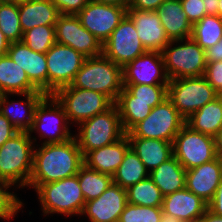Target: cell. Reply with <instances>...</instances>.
<instances>
[{
	"label": "cell",
	"mask_w": 222,
	"mask_h": 222,
	"mask_svg": "<svg viewBox=\"0 0 222 222\" xmlns=\"http://www.w3.org/2000/svg\"><path fill=\"white\" fill-rule=\"evenodd\" d=\"M127 8L91 0L77 16L82 26L103 44L125 17Z\"/></svg>",
	"instance_id": "9a60e30c"
},
{
	"label": "cell",
	"mask_w": 222,
	"mask_h": 222,
	"mask_svg": "<svg viewBox=\"0 0 222 222\" xmlns=\"http://www.w3.org/2000/svg\"><path fill=\"white\" fill-rule=\"evenodd\" d=\"M48 69V95L69 86L81 68L84 57L72 47L56 42L46 53Z\"/></svg>",
	"instance_id": "7c38bea8"
},
{
	"label": "cell",
	"mask_w": 222,
	"mask_h": 222,
	"mask_svg": "<svg viewBox=\"0 0 222 222\" xmlns=\"http://www.w3.org/2000/svg\"><path fill=\"white\" fill-rule=\"evenodd\" d=\"M130 147L149 173L173 156V143L158 139L128 137Z\"/></svg>",
	"instance_id": "484cf974"
},
{
	"label": "cell",
	"mask_w": 222,
	"mask_h": 222,
	"mask_svg": "<svg viewBox=\"0 0 222 222\" xmlns=\"http://www.w3.org/2000/svg\"><path fill=\"white\" fill-rule=\"evenodd\" d=\"M60 14L77 15L91 0H51Z\"/></svg>",
	"instance_id": "b9f144b4"
},
{
	"label": "cell",
	"mask_w": 222,
	"mask_h": 222,
	"mask_svg": "<svg viewBox=\"0 0 222 222\" xmlns=\"http://www.w3.org/2000/svg\"><path fill=\"white\" fill-rule=\"evenodd\" d=\"M84 165V156L73 137L63 143L35 145L28 190L41 184L77 175Z\"/></svg>",
	"instance_id": "6da1fadb"
},
{
	"label": "cell",
	"mask_w": 222,
	"mask_h": 222,
	"mask_svg": "<svg viewBox=\"0 0 222 222\" xmlns=\"http://www.w3.org/2000/svg\"><path fill=\"white\" fill-rule=\"evenodd\" d=\"M74 129H77L74 130V138L83 156L118 141L126 134L115 104L105 112L81 122Z\"/></svg>",
	"instance_id": "8992f818"
},
{
	"label": "cell",
	"mask_w": 222,
	"mask_h": 222,
	"mask_svg": "<svg viewBox=\"0 0 222 222\" xmlns=\"http://www.w3.org/2000/svg\"><path fill=\"white\" fill-rule=\"evenodd\" d=\"M39 91L29 80L24 69L8 55L0 57V95L23 94Z\"/></svg>",
	"instance_id": "4316f807"
},
{
	"label": "cell",
	"mask_w": 222,
	"mask_h": 222,
	"mask_svg": "<svg viewBox=\"0 0 222 222\" xmlns=\"http://www.w3.org/2000/svg\"><path fill=\"white\" fill-rule=\"evenodd\" d=\"M56 42L72 47L84 57L103 53V44L85 27L77 15L60 14L55 24Z\"/></svg>",
	"instance_id": "5bb4252c"
},
{
	"label": "cell",
	"mask_w": 222,
	"mask_h": 222,
	"mask_svg": "<svg viewBox=\"0 0 222 222\" xmlns=\"http://www.w3.org/2000/svg\"><path fill=\"white\" fill-rule=\"evenodd\" d=\"M53 96L63 106L68 121L73 127L105 112L114 104L102 93L70 86L58 89Z\"/></svg>",
	"instance_id": "9c48e42d"
},
{
	"label": "cell",
	"mask_w": 222,
	"mask_h": 222,
	"mask_svg": "<svg viewBox=\"0 0 222 222\" xmlns=\"http://www.w3.org/2000/svg\"><path fill=\"white\" fill-rule=\"evenodd\" d=\"M197 222H222V216H218L207 209Z\"/></svg>",
	"instance_id": "c3c4849f"
},
{
	"label": "cell",
	"mask_w": 222,
	"mask_h": 222,
	"mask_svg": "<svg viewBox=\"0 0 222 222\" xmlns=\"http://www.w3.org/2000/svg\"><path fill=\"white\" fill-rule=\"evenodd\" d=\"M186 169L172 156L149 173L163 196L185 188Z\"/></svg>",
	"instance_id": "f1b7e54d"
},
{
	"label": "cell",
	"mask_w": 222,
	"mask_h": 222,
	"mask_svg": "<svg viewBox=\"0 0 222 222\" xmlns=\"http://www.w3.org/2000/svg\"><path fill=\"white\" fill-rule=\"evenodd\" d=\"M133 95V101L163 102L167 99L168 84H123Z\"/></svg>",
	"instance_id": "74e56055"
},
{
	"label": "cell",
	"mask_w": 222,
	"mask_h": 222,
	"mask_svg": "<svg viewBox=\"0 0 222 222\" xmlns=\"http://www.w3.org/2000/svg\"><path fill=\"white\" fill-rule=\"evenodd\" d=\"M204 77L222 95V61L208 63Z\"/></svg>",
	"instance_id": "60d3db41"
},
{
	"label": "cell",
	"mask_w": 222,
	"mask_h": 222,
	"mask_svg": "<svg viewBox=\"0 0 222 222\" xmlns=\"http://www.w3.org/2000/svg\"><path fill=\"white\" fill-rule=\"evenodd\" d=\"M17 132L12 123L0 113V147Z\"/></svg>",
	"instance_id": "7bdbcfd3"
},
{
	"label": "cell",
	"mask_w": 222,
	"mask_h": 222,
	"mask_svg": "<svg viewBox=\"0 0 222 222\" xmlns=\"http://www.w3.org/2000/svg\"><path fill=\"white\" fill-rule=\"evenodd\" d=\"M222 179V159L218 156L186 171L185 187L207 204L214 197Z\"/></svg>",
	"instance_id": "44dd1931"
},
{
	"label": "cell",
	"mask_w": 222,
	"mask_h": 222,
	"mask_svg": "<svg viewBox=\"0 0 222 222\" xmlns=\"http://www.w3.org/2000/svg\"><path fill=\"white\" fill-rule=\"evenodd\" d=\"M219 0H205L206 15H218Z\"/></svg>",
	"instance_id": "7dc6e473"
},
{
	"label": "cell",
	"mask_w": 222,
	"mask_h": 222,
	"mask_svg": "<svg viewBox=\"0 0 222 222\" xmlns=\"http://www.w3.org/2000/svg\"><path fill=\"white\" fill-rule=\"evenodd\" d=\"M156 12L169 40L191 38L193 25L188 20L180 0H165Z\"/></svg>",
	"instance_id": "cb8c5ba5"
},
{
	"label": "cell",
	"mask_w": 222,
	"mask_h": 222,
	"mask_svg": "<svg viewBox=\"0 0 222 222\" xmlns=\"http://www.w3.org/2000/svg\"><path fill=\"white\" fill-rule=\"evenodd\" d=\"M126 204L127 190L112 182L99 197L85 202L79 220L80 222L85 219V222H118Z\"/></svg>",
	"instance_id": "2e32d148"
},
{
	"label": "cell",
	"mask_w": 222,
	"mask_h": 222,
	"mask_svg": "<svg viewBox=\"0 0 222 222\" xmlns=\"http://www.w3.org/2000/svg\"><path fill=\"white\" fill-rule=\"evenodd\" d=\"M219 95L204 75L169 80L167 98L185 120Z\"/></svg>",
	"instance_id": "ba28073f"
},
{
	"label": "cell",
	"mask_w": 222,
	"mask_h": 222,
	"mask_svg": "<svg viewBox=\"0 0 222 222\" xmlns=\"http://www.w3.org/2000/svg\"><path fill=\"white\" fill-rule=\"evenodd\" d=\"M160 222H182L178 218L172 216L171 214H166L162 212L161 221Z\"/></svg>",
	"instance_id": "f5cc1de1"
},
{
	"label": "cell",
	"mask_w": 222,
	"mask_h": 222,
	"mask_svg": "<svg viewBox=\"0 0 222 222\" xmlns=\"http://www.w3.org/2000/svg\"><path fill=\"white\" fill-rule=\"evenodd\" d=\"M149 177V171L130 147L124 155V159L115 174L112 176L113 183L123 189L138 183Z\"/></svg>",
	"instance_id": "4dcf8cb0"
},
{
	"label": "cell",
	"mask_w": 222,
	"mask_h": 222,
	"mask_svg": "<svg viewBox=\"0 0 222 222\" xmlns=\"http://www.w3.org/2000/svg\"><path fill=\"white\" fill-rule=\"evenodd\" d=\"M19 20L23 33L41 25H55L60 15L51 0H21Z\"/></svg>",
	"instance_id": "d4e9b609"
},
{
	"label": "cell",
	"mask_w": 222,
	"mask_h": 222,
	"mask_svg": "<svg viewBox=\"0 0 222 222\" xmlns=\"http://www.w3.org/2000/svg\"><path fill=\"white\" fill-rule=\"evenodd\" d=\"M161 53L170 80L205 74L207 65L205 50L192 38L170 40Z\"/></svg>",
	"instance_id": "52a82bcc"
},
{
	"label": "cell",
	"mask_w": 222,
	"mask_h": 222,
	"mask_svg": "<svg viewBox=\"0 0 222 222\" xmlns=\"http://www.w3.org/2000/svg\"><path fill=\"white\" fill-rule=\"evenodd\" d=\"M206 63L222 61V38L212 47L205 50Z\"/></svg>",
	"instance_id": "bcb514c9"
},
{
	"label": "cell",
	"mask_w": 222,
	"mask_h": 222,
	"mask_svg": "<svg viewBox=\"0 0 222 222\" xmlns=\"http://www.w3.org/2000/svg\"><path fill=\"white\" fill-rule=\"evenodd\" d=\"M165 0H130L128 8L156 11Z\"/></svg>",
	"instance_id": "ee69618b"
},
{
	"label": "cell",
	"mask_w": 222,
	"mask_h": 222,
	"mask_svg": "<svg viewBox=\"0 0 222 222\" xmlns=\"http://www.w3.org/2000/svg\"><path fill=\"white\" fill-rule=\"evenodd\" d=\"M218 16L222 20V0H219L218 4Z\"/></svg>",
	"instance_id": "11a10c76"
},
{
	"label": "cell",
	"mask_w": 222,
	"mask_h": 222,
	"mask_svg": "<svg viewBox=\"0 0 222 222\" xmlns=\"http://www.w3.org/2000/svg\"><path fill=\"white\" fill-rule=\"evenodd\" d=\"M207 206L209 211L218 216H222V179L217 187L214 197Z\"/></svg>",
	"instance_id": "f6af8a7d"
},
{
	"label": "cell",
	"mask_w": 222,
	"mask_h": 222,
	"mask_svg": "<svg viewBox=\"0 0 222 222\" xmlns=\"http://www.w3.org/2000/svg\"><path fill=\"white\" fill-rule=\"evenodd\" d=\"M126 190L127 203L129 204L162 207L164 196L150 177L139 181Z\"/></svg>",
	"instance_id": "d6a6232c"
},
{
	"label": "cell",
	"mask_w": 222,
	"mask_h": 222,
	"mask_svg": "<svg viewBox=\"0 0 222 222\" xmlns=\"http://www.w3.org/2000/svg\"><path fill=\"white\" fill-rule=\"evenodd\" d=\"M34 148L35 143L25 131H18L7 140L0 147V180L11 184L17 191L27 188Z\"/></svg>",
	"instance_id": "3957f363"
},
{
	"label": "cell",
	"mask_w": 222,
	"mask_h": 222,
	"mask_svg": "<svg viewBox=\"0 0 222 222\" xmlns=\"http://www.w3.org/2000/svg\"><path fill=\"white\" fill-rule=\"evenodd\" d=\"M173 156L186 169H192L217 157L215 138L192 130L186 124L175 136Z\"/></svg>",
	"instance_id": "8fae6325"
},
{
	"label": "cell",
	"mask_w": 222,
	"mask_h": 222,
	"mask_svg": "<svg viewBox=\"0 0 222 222\" xmlns=\"http://www.w3.org/2000/svg\"><path fill=\"white\" fill-rule=\"evenodd\" d=\"M191 38L204 50L222 38V20L218 15H205L193 24Z\"/></svg>",
	"instance_id": "1f68e13d"
},
{
	"label": "cell",
	"mask_w": 222,
	"mask_h": 222,
	"mask_svg": "<svg viewBox=\"0 0 222 222\" xmlns=\"http://www.w3.org/2000/svg\"><path fill=\"white\" fill-rule=\"evenodd\" d=\"M35 195L40 207L42 218L63 216L67 220L76 217L80 219L85 206L78 176L74 175L59 181L41 184ZM57 214V215H56ZM68 217V218H67Z\"/></svg>",
	"instance_id": "7a4b0ae2"
},
{
	"label": "cell",
	"mask_w": 222,
	"mask_h": 222,
	"mask_svg": "<svg viewBox=\"0 0 222 222\" xmlns=\"http://www.w3.org/2000/svg\"><path fill=\"white\" fill-rule=\"evenodd\" d=\"M162 207H148L127 203L118 222H160Z\"/></svg>",
	"instance_id": "f35d334b"
},
{
	"label": "cell",
	"mask_w": 222,
	"mask_h": 222,
	"mask_svg": "<svg viewBox=\"0 0 222 222\" xmlns=\"http://www.w3.org/2000/svg\"><path fill=\"white\" fill-rule=\"evenodd\" d=\"M72 128L63 106L53 95H46L35 109L28 133L35 145L63 143L74 137Z\"/></svg>",
	"instance_id": "5b68a950"
},
{
	"label": "cell",
	"mask_w": 222,
	"mask_h": 222,
	"mask_svg": "<svg viewBox=\"0 0 222 222\" xmlns=\"http://www.w3.org/2000/svg\"><path fill=\"white\" fill-rule=\"evenodd\" d=\"M94 1L104 4L116 5L119 7H128L130 3V0H94Z\"/></svg>",
	"instance_id": "816d5d0a"
},
{
	"label": "cell",
	"mask_w": 222,
	"mask_h": 222,
	"mask_svg": "<svg viewBox=\"0 0 222 222\" xmlns=\"http://www.w3.org/2000/svg\"><path fill=\"white\" fill-rule=\"evenodd\" d=\"M127 15L135 24L138 37L147 51L162 52L170 42L156 11L127 8Z\"/></svg>",
	"instance_id": "ffe728a7"
},
{
	"label": "cell",
	"mask_w": 222,
	"mask_h": 222,
	"mask_svg": "<svg viewBox=\"0 0 222 222\" xmlns=\"http://www.w3.org/2000/svg\"><path fill=\"white\" fill-rule=\"evenodd\" d=\"M145 52L135 24L127 14L103 43V54L122 68Z\"/></svg>",
	"instance_id": "4fadbf2b"
},
{
	"label": "cell",
	"mask_w": 222,
	"mask_h": 222,
	"mask_svg": "<svg viewBox=\"0 0 222 222\" xmlns=\"http://www.w3.org/2000/svg\"><path fill=\"white\" fill-rule=\"evenodd\" d=\"M123 84H169L161 52L147 51L122 68Z\"/></svg>",
	"instance_id": "e0dca14e"
},
{
	"label": "cell",
	"mask_w": 222,
	"mask_h": 222,
	"mask_svg": "<svg viewBox=\"0 0 222 222\" xmlns=\"http://www.w3.org/2000/svg\"><path fill=\"white\" fill-rule=\"evenodd\" d=\"M208 204L186 187L163 197L162 211L182 222H197L208 209Z\"/></svg>",
	"instance_id": "7402d4cb"
},
{
	"label": "cell",
	"mask_w": 222,
	"mask_h": 222,
	"mask_svg": "<svg viewBox=\"0 0 222 222\" xmlns=\"http://www.w3.org/2000/svg\"><path fill=\"white\" fill-rule=\"evenodd\" d=\"M161 103L133 101V95L125 87L114 102L125 133H128L136 124L144 120L150 114L151 109Z\"/></svg>",
	"instance_id": "83f0119b"
},
{
	"label": "cell",
	"mask_w": 222,
	"mask_h": 222,
	"mask_svg": "<svg viewBox=\"0 0 222 222\" xmlns=\"http://www.w3.org/2000/svg\"><path fill=\"white\" fill-rule=\"evenodd\" d=\"M21 0H0V4H18Z\"/></svg>",
	"instance_id": "db71d44e"
},
{
	"label": "cell",
	"mask_w": 222,
	"mask_h": 222,
	"mask_svg": "<svg viewBox=\"0 0 222 222\" xmlns=\"http://www.w3.org/2000/svg\"><path fill=\"white\" fill-rule=\"evenodd\" d=\"M69 86L102 93L114 103L124 88L122 67L103 53L85 58Z\"/></svg>",
	"instance_id": "277c9868"
},
{
	"label": "cell",
	"mask_w": 222,
	"mask_h": 222,
	"mask_svg": "<svg viewBox=\"0 0 222 222\" xmlns=\"http://www.w3.org/2000/svg\"><path fill=\"white\" fill-rule=\"evenodd\" d=\"M185 124L196 132L215 137L222 128V95L193 113Z\"/></svg>",
	"instance_id": "f546056e"
},
{
	"label": "cell",
	"mask_w": 222,
	"mask_h": 222,
	"mask_svg": "<svg viewBox=\"0 0 222 222\" xmlns=\"http://www.w3.org/2000/svg\"><path fill=\"white\" fill-rule=\"evenodd\" d=\"M185 121L167 98L152 108L150 114L126 134L128 137L158 139L173 143Z\"/></svg>",
	"instance_id": "30bf717a"
},
{
	"label": "cell",
	"mask_w": 222,
	"mask_h": 222,
	"mask_svg": "<svg viewBox=\"0 0 222 222\" xmlns=\"http://www.w3.org/2000/svg\"><path fill=\"white\" fill-rule=\"evenodd\" d=\"M180 2L192 25L206 15L205 0H180Z\"/></svg>",
	"instance_id": "ab89813d"
},
{
	"label": "cell",
	"mask_w": 222,
	"mask_h": 222,
	"mask_svg": "<svg viewBox=\"0 0 222 222\" xmlns=\"http://www.w3.org/2000/svg\"><path fill=\"white\" fill-rule=\"evenodd\" d=\"M129 148L130 141L127 134H125L121 139L110 145L89 151L84 156V164L90 169L113 176Z\"/></svg>",
	"instance_id": "603a6c76"
},
{
	"label": "cell",
	"mask_w": 222,
	"mask_h": 222,
	"mask_svg": "<svg viewBox=\"0 0 222 222\" xmlns=\"http://www.w3.org/2000/svg\"><path fill=\"white\" fill-rule=\"evenodd\" d=\"M45 96L46 94L43 92L2 94L0 95V113L4 115L18 131L28 132L33 124L35 109ZM16 97L17 99L19 97V99L16 100Z\"/></svg>",
	"instance_id": "ac0fdd59"
},
{
	"label": "cell",
	"mask_w": 222,
	"mask_h": 222,
	"mask_svg": "<svg viewBox=\"0 0 222 222\" xmlns=\"http://www.w3.org/2000/svg\"><path fill=\"white\" fill-rule=\"evenodd\" d=\"M10 44L4 33L0 30V57L7 55Z\"/></svg>",
	"instance_id": "681fc988"
},
{
	"label": "cell",
	"mask_w": 222,
	"mask_h": 222,
	"mask_svg": "<svg viewBox=\"0 0 222 222\" xmlns=\"http://www.w3.org/2000/svg\"><path fill=\"white\" fill-rule=\"evenodd\" d=\"M22 41L33 51L46 53L55 43V25L33 27L23 33Z\"/></svg>",
	"instance_id": "d590c367"
},
{
	"label": "cell",
	"mask_w": 222,
	"mask_h": 222,
	"mask_svg": "<svg viewBox=\"0 0 222 222\" xmlns=\"http://www.w3.org/2000/svg\"><path fill=\"white\" fill-rule=\"evenodd\" d=\"M7 55L24 69L30 82L48 95V69L45 53L31 50L23 41L10 44Z\"/></svg>",
	"instance_id": "d6986e66"
},
{
	"label": "cell",
	"mask_w": 222,
	"mask_h": 222,
	"mask_svg": "<svg viewBox=\"0 0 222 222\" xmlns=\"http://www.w3.org/2000/svg\"><path fill=\"white\" fill-rule=\"evenodd\" d=\"M77 176L85 202L99 197L113 182L112 176L90 169L85 164Z\"/></svg>",
	"instance_id": "836d02e7"
},
{
	"label": "cell",
	"mask_w": 222,
	"mask_h": 222,
	"mask_svg": "<svg viewBox=\"0 0 222 222\" xmlns=\"http://www.w3.org/2000/svg\"><path fill=\"white\" fill-rule=\"evenodd\" d=\"M15 190V191H14ZM9 183L0 180V220L11 222L18 218V213H24L25 199H20L19 192ZM22 209V210H21Z\"/></svg>",
	"instance_id": "e575fe53"
},
{
	"label": "cell",
	"mask_w": 222,
	"mask_h": 222,
	"mask_svg": "<svg viewBox=\"0 0 222 222\" xmlns=\"http://www.w3.org/2000/svg\"><path fill=\"white\" fill-rule=\"evenodd\" d=\"M0 30L10 43L22 41L18 4H0Z\"/></svg>",
	"instance_id": "8d00e7d4"
},
{
	"label": "cell",
	"mask_w": 222,
	"mask_h": 222,
	"mask_svg": "<svg viewBox=\"0 0 222 222\" xmlns=\"http://www.w3.org/2000/svg\"><path fill=\"white\" fill-rule=\"evenodd\" d=\"M215 138L216 155L222 159V128L219 130Z\"/></svg>",
	"instance_id": "f907efd6"
}]
</instances>
